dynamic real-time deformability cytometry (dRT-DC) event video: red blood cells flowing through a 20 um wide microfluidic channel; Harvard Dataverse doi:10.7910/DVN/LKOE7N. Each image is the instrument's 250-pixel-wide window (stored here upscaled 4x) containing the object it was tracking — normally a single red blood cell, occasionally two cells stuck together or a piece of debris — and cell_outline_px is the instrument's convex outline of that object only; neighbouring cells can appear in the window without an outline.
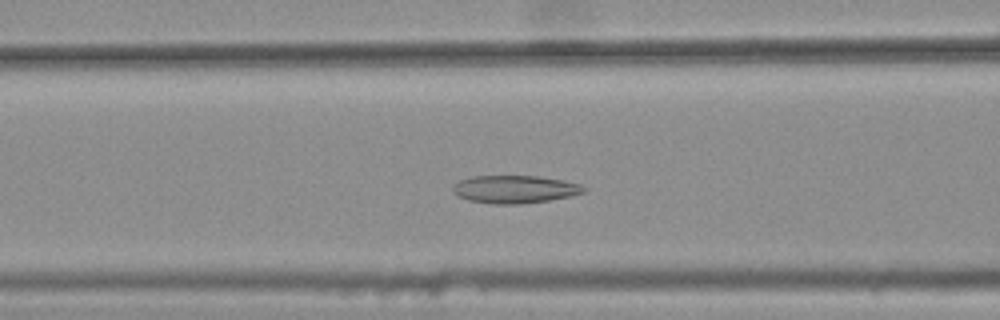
{"species": "common noctule bat (a hibernating species)", "species_latin": "Nyctalus noctula", "temperature_condition": "warm", "stored_images_in_passage": 29, "camera_frame_rate_fps": 3000, "um_per_image_px": 0.085, "animal": {"sex": "female", "body_mass_g": 25.1}, "frame": {"image": 1, "passage_image": 6, "time_ms": 1.667, "image_size_px": [1000, 320], "cell_outline_px": [[588, 188], [584, 192], [572, 196], [548, 200], [520, 204], [492, 204], [468, 200], [452, 192], [452, 188], [460, 180], [472, 176], [540, 176], [564, 180], [580, 184]], "centroid_in_image_um": [43.79, 16.08], "position_along_channel_um": 122.8, "area_um2": 21.27}}
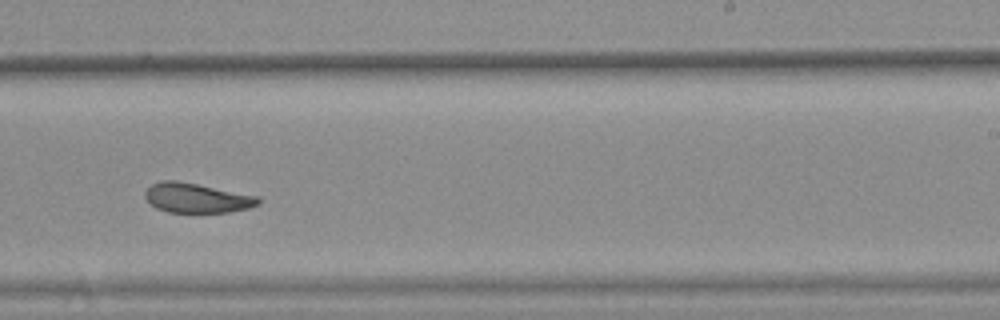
{"frame": {"image": 2, "passage_image": 18, "time_ms": 5.667, "image_size_px": [1000, 320], "cell_outline_px": [[260, 204], [248, 208], [232, 212], [168, 212], [156, 208], [144, 196], [144, 192], [152, 184], [160, 180], [176, 180], [260, 196]], "centroid_in_image_um": [16.74, 16.82], "position_along_channel_um": 272.3, "area_um2": 19.59}}
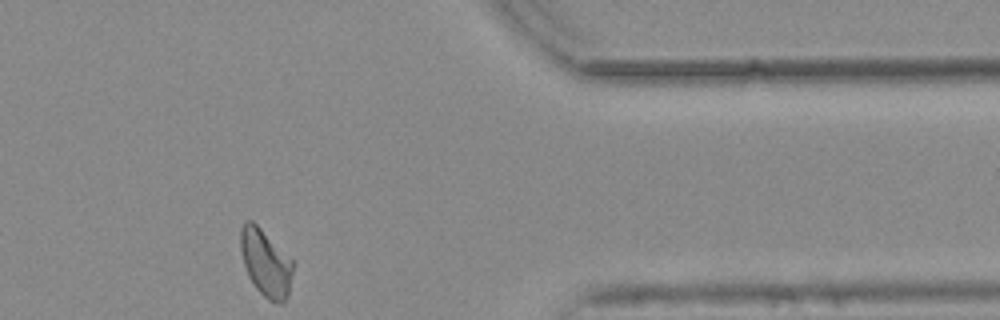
{"frame": {"image": 3, "passage_image": 29, "time_ms": 9.333, "image_size_px": [1000, 320], "cell_outline_px": [[296, 264], [288, 296], [280, 304], [268, 300], [256, 288], [248, 276], [244, 264], [240, 248], [240, 228], [244, 220], [252, 220]], "centroid_in_image_um": [22.6, 22.36], "position_along_channel_um": 388.8, "area_um2": 20.58}, "authors_computed_cell_mechanics": {"area_um2": 20.519, "velocity_mm_per_s": 3.7487, "shape_relaxation_time_tau1_ms": null, "shape_relaxation_time_tau2_ms": 3.2662, "deformation_change_tau1": null, "deformation_change_tau2": 0.101}}